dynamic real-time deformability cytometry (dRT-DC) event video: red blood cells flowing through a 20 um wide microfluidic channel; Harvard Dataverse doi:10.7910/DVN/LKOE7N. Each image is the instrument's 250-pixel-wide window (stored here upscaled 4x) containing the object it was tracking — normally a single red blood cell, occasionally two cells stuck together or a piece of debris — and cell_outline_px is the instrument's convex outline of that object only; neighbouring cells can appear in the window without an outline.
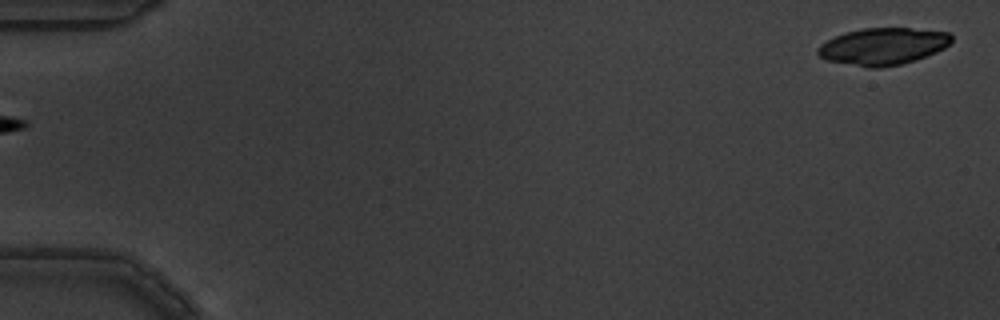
{"species": "common noctule bat (a hibernating species)", "species_latin": "Nyctalus noctula", "temperature_condition": "warm", "stored_images_in_passage": 4, "segment_of_instrument_passage": [2, 2], "camera_frame_rate_fps": 3000, "um_per_image_px": 0.085, "animal": {"sex": "male", "body_mass_g": 19.5, "forearm_length_mm": 54.6}, "frame": {"image": 1, "passage_image": 4, "time_ms": 1.0, "image_size_px": [1000, 320], "cell_outline_px": [[952, 40], [944, 48], [936, 52], [916, 60], [900, 64], [880, 68], [868, 68], [828, 60], [820, 56], [816, 52], [816, 48], [820, 44], [844, 32], [864, 28], [908, 28], [948, 32], [952, 36]], "centroid_in_image_um": [75.04, 3.94], "position_along_channel_um": 10.0, "area_um2": 28.73}}